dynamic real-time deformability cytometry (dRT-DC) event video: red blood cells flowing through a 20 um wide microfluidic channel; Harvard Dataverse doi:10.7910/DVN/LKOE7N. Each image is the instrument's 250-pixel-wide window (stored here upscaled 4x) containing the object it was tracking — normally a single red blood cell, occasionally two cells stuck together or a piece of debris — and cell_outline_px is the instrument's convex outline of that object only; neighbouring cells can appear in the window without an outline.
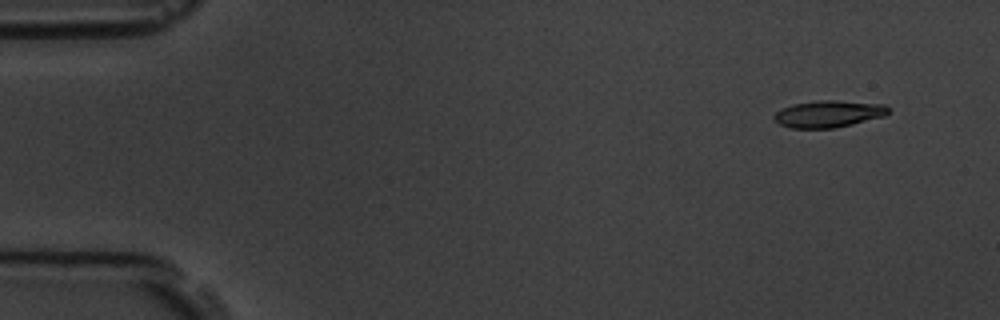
{"species": "common noctule bat (a hibernating species)", "species_latin": "Nyctalus noctula", "temperature_condition": "room temperature", "stored_images_in_passage": 4, "camera_frame_rate_fps": 3000, "um_per_image_px": 0.085, "animal": {"sex": "male", "body_mass_g": 19.5, "forearm_length_mm": 54.6}, "frame": {"image": 1, "passage_image": 1, "time_ms": 0.0, "image_size_px": [1000, 320], "cell_outline_px": [[892, 112], [884, 116], [836, 128], [792, 128], [780, 124], [772, 120], [772, 116], [780, 108], [792, 104], [816, 100], [836, 100], [884, 104]], "centroid_in_image_um": [70.4, 9.67], "position_along_channel_um": 14.6, "area_um2": 18.15}}
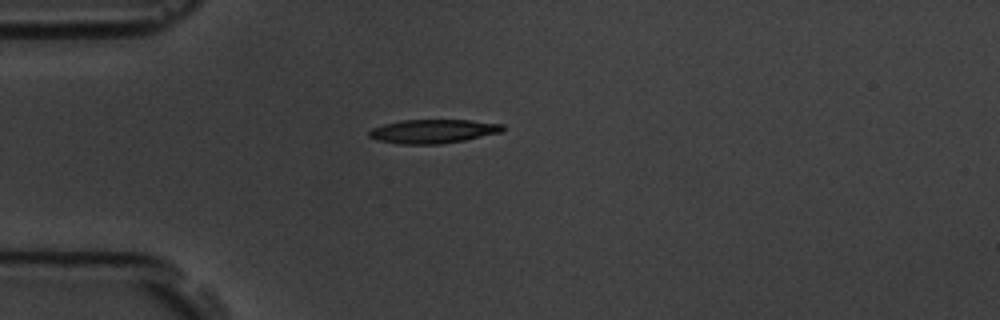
{"frame": {"image": 2, "passage_image": 4, "time_ms": 3.667, "image_size_px": [1000, 320], "cell_outline_px": [[504, 128], [500, 132], [464, 140], [440, 144], [400, 144], [376, 140], [368, 136], [368, 132], [372, 128], [384, 124], [404, 120], [468, 120], [504, 124]], "centroid_in_image_um": [36.78, 11.16], "position_along_channel_um": 48.2, "area_um2": 18.44}}